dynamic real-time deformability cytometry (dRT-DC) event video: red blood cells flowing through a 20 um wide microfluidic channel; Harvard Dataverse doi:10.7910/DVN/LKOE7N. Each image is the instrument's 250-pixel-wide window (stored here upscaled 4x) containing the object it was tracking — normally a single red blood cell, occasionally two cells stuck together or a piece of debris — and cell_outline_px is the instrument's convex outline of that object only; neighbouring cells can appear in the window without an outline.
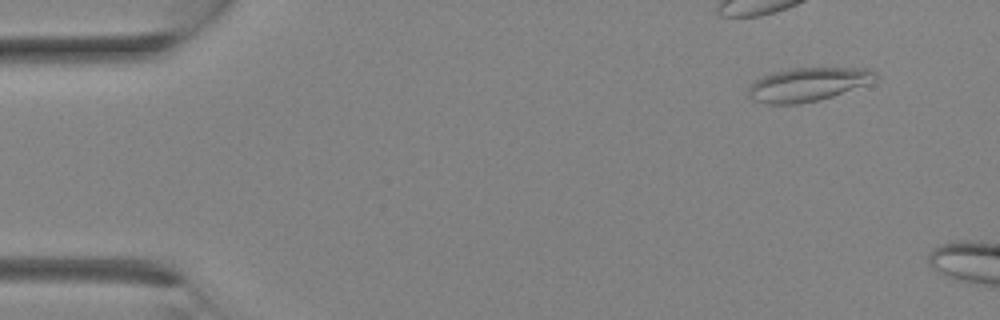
{"species": "Egyptian fruit bat (a non-hibernating species)", "species_latin": "Rousettus aegyptiacus", "temperature_condition": "room temperature", "stored_images_in_passage": 4, "camera_frame_rate_fps": 3000, "um_per_image_px": 0.085, "animal": {"sex": "female"}, "frame": {"image": 1, "passage_image": 1, "time_ms": 0.0, "image_size_px": [1000, 320], "cell_outline_px": [[876, 80], [832, 96], [820, 100], [796, 104], [768, 104], [752, 100], [748, 96], [748, 88], [756, 80], [772, 72], [788, 68], [872, 68], [876, 72]], "centroid_in_image_um": [68.64, 7.17], "position_along_channel_um": 16.4, "area_um2": 24.8}}